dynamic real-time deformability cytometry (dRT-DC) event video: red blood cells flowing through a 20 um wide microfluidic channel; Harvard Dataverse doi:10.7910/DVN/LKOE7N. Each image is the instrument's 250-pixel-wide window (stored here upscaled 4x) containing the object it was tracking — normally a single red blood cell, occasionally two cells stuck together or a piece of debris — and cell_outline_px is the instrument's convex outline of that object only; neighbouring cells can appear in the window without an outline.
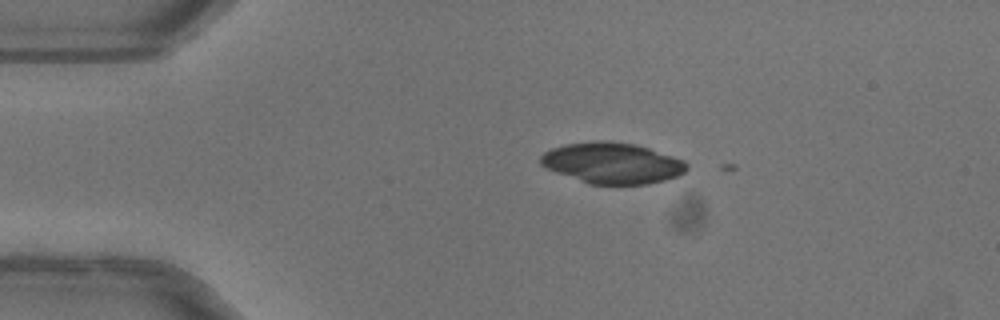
{"species": "common noctule bat (a hibernating species)", "species_latin": "Nyctalus noctula", "temperature_condition": "warm", "stored_images_in_passage": 6, "camera_frame_rate_fps": 3000, "um_per_image_px": 0.085, "animal": {"sex": "female"}, "frame": {"image": 1, "passage_image": 3, "time_ms": 0.667, "image_size_px": [1000, 320], "cell_outline_px": [[688, 168], [684, 172], [676, 176], [664, 180], [644, 184], [588, 184], [556, 172], [540, 164], [540, 156], [544, 152], [552, 148], [564, 144], [596, 140], [604, 140], [636, 144], [684, 160], [688, 164]], "centroid_in_image_um": [52.02, 13.85], "position_along_channel_um": 33.0, "area_um2": 34.8}}